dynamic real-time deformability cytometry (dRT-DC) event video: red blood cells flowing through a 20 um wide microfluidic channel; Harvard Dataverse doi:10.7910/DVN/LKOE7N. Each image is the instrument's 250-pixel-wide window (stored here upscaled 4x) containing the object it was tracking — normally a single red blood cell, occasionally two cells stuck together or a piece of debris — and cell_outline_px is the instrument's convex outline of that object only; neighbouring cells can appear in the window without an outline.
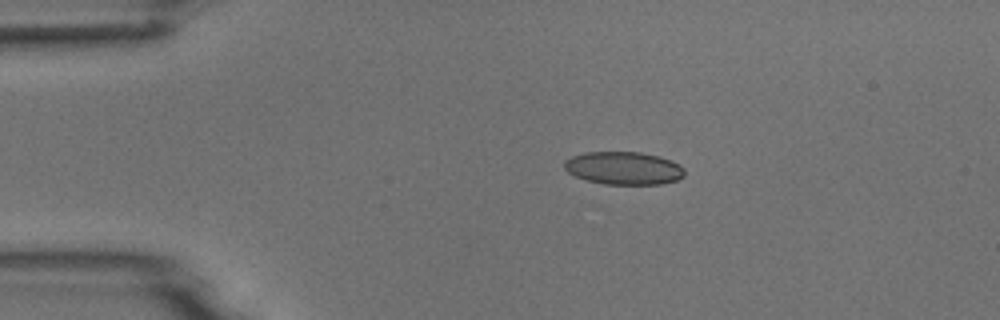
{"species": "common noctule bat (a hibernating species)", "species_latin": "Nyctalus noctula", "temperature_condition": "room temperature", "stored_images_in_passage": 4, "camera_frame_rate_fps": 3000, "um_per_image_px": 0.085, "animal": {"sex": "male", "body_mass_g": 18.8}, "frame": {"image": 1, "passage_image": 1, "time_ms": 0.0, "image_size_px": [1000, 320], "cell_outline_px": [[684, 176], [676, 180], [660, 184], [604, 184], [588, 180], [576, 176], [568, 172], [564, 168], [564, 160], [572, 156], [584, 152], [640, 152], [672, 160], [680, 164], [684, 168]], "centroid_in_image_um": [53.01, 14.29], "position_along_channel_um": 32.0, "area_um2": 23.0}}
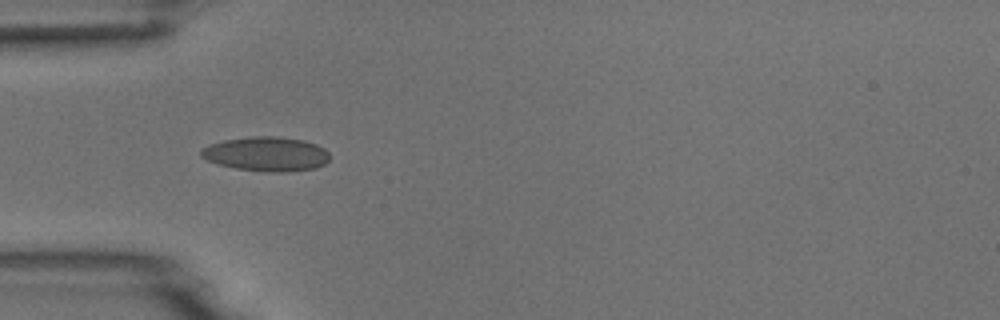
{"frame": {"image": 2, "passage_image": 3, "time_ms": 2.0, "image_size_px": [1000, 320], "cell_outline_px": [[328, 160], [324, 164], [316, 168], [288, 172], [268, 172], [236, 168], [220, 164], [208, 160], [200, 156], [200, 148], [208, 144], [224, 140], [252, 136], [280, 136], [304, 140], [316, 144], [324, 148], [328, 152]], "centroid_in_image_um": [22.63, 13.08], "position_along_channel_um": 62.4, "area_um2": 25.89}}